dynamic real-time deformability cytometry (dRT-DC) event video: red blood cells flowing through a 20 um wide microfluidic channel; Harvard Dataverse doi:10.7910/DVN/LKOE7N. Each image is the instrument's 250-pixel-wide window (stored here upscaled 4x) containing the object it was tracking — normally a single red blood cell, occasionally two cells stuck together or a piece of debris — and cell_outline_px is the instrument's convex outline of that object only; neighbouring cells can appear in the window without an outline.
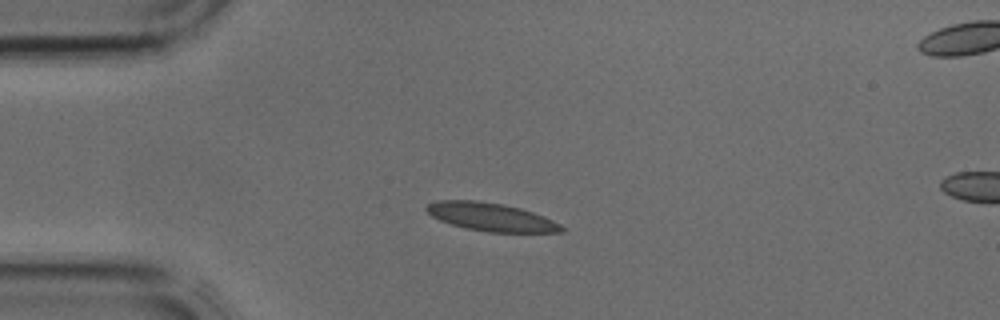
{"species": "common noctule bat (a hibernating species)", "species_latin": "Nyctalus noctula", "temperature_condition": "cold", "stored_images_in_passage": 3, "camera_frame_rate_fps": 3000, "um_per_image_px": 0.085, "animal": {"sex": "male", "body_mass_g": 17.9, "forearm_length_mm": 54.2}, "frame": {"image": 1, "passage_image": 2, "time_ms": 0.333, "image_size_px": [1000, 320], "cell_outline_px": [[564, 228], [560, 232], [488, 232], [464, 228], [440, 220], [432, 216], [424, 208], [428, 204], [436, 200], [476, 200], [504, 204], [520, 208], [544, 216], [560, 224]], "centroid_in_image_um": [41.7, 18.43], "position_along_channel_um": 43.3, "area_um2": 22.08}}